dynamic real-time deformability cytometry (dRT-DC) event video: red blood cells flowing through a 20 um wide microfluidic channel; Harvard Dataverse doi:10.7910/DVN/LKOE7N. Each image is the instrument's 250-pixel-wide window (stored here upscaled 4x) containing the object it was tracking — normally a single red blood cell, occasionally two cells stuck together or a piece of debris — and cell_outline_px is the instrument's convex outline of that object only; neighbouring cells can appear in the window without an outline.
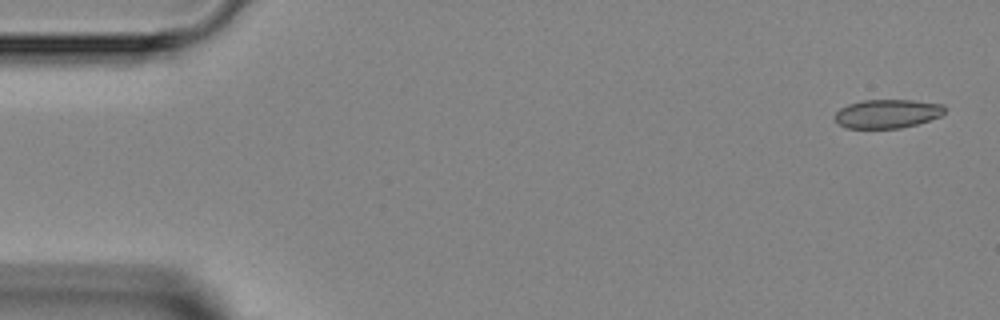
{"species": "Egyptian fruit bat (a non-hibernating species)", "species_latin": "Rousettus aegyptiacus", "temperature_condition": "room temperature", "stored_images_in_passage": 4, "camera_frame_rate_fps": 3000, "um_per_image_px": 0.085, "animal": {"sex": "female"}, "frame": {"image": 1, "passage_image": 1, "time_ms": 0.0, "image_size_px": [1000, 320], "cell_outline_px": [[944, 112], [940, 116], [916, 124], [900, 128], [848, 128], [840, 124], [832, 116], [840, 108], [848, 104], [864, 100], [912, 100], [944, 104]], "centroid_in_image_um": [75.4, 9.66], "position_along_channel_um": 9.6, "area_um2": 18.32}}
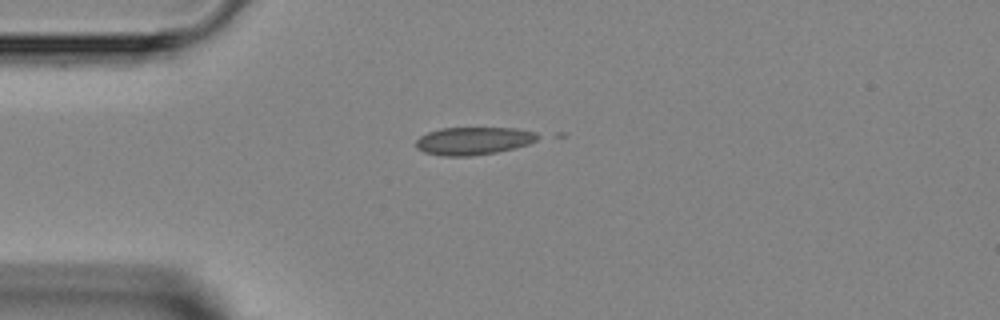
{"frame": {"image": 2, "passage_image": 4, "time_ms": 3.333, "image_size_px": [1000, 320], "cell_outline_px": [[544, 136], [528, 144], [496, 152], [472, 156], [440, 156], [424, 152], [416, 148], [416, 140], [420, 136], [428, 132], [440, 128], [516, 128], [536, 132]], "centroid_in_image_um": [40.25, 11.97], "position_along_channel_um": 44.8, "area_um2": 19.83}}